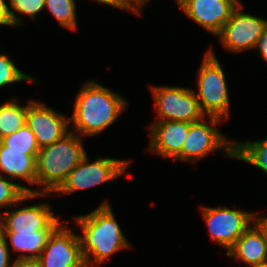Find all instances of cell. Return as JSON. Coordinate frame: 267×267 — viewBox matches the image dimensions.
<instances>
[{"label": "cell", "instance_id": "cell-21", "mask_svg": "<svg viewBox=\"0 0 267 267\" xmlns=\"http://www.w3.org/2000/svg\"><path fill=\"white\" fill-rule=\"evenodd\" d=\"M7 150L26 151V155H37L39 146L35 135L28 126H23L17 132L0 140Z\"/></svg>", "mask_w": 267, "mask_h": 267}, {"label": "cell", "instance_id": "cell-29", "mask_svg": "<svg viewBox=\"0 0 267 267\" xmlns=\"http://www.w3.org/2000/svg\"><path fill=\"white\" fill-rule=\"evenodd\" d=\"M151 0H126L128 5L137 13H141V8Z\"/></svg>", "mask_w": 267, "mask_h": 267}, {"label": "cell", "instance_id": "cell-13", "mask_svg": "<svg viewBox=\"0 0 267 267\" xmlns=\"http://www.w3.org/2000/svg\"><path fill=\"white\" fill-rule=\"evenodd\" d=\"M48 203L12 209L0 213V231L25 233L53 229L60 221Z\"/></svg>", "mask_w": 267, "mask_h": 267}, {"label": "cell", "instance_id": "cell-19", "mask_svg": "<svg viewBox=\"0 0 267 267\" xmlns=\"http://www.w3.org/2000/svg\"><path fill=\"white\" fill-rule=\"evenodd\" d=\"M9 180L11 179L0 173V208L9 209L13 206L16 207L19 203L22 204L24 200L48 195V193H38V189H30Z\"/></svg>", "mask_w": 267, "mask_h": 267}, {"label": "cell", "instance_id": "cell-31", "mask_svg": "<svg viewBox=\"0 0 267 267\" xmlns=\"http://www.w3.org/2000/svg\"><path fill=\"white\" fill-rule=\"evenodd\" d=\"M250 267H267V261H264V262H261V263H257V264H254Z\"/></svg>", "mask_w": 267, "mask_h": 267}, {"label": "cell", "instance_id": "cell-28", "mask_svg": "<svg viewBox=\"0 0 267 267\" xmlns=\"http://www.w3.org/2000/svg\"><path fill=\"white\" fill-rule=\"evenodd\" d=\"M99 3H103L105 5H110L115 8L123 9V10H129L137 14L126 2V0H94Z\"/></svg>", "mask_w": 267, "mask_h": 267}, {"label": "cell", "instance_id": "cell-11", "mask_svg": "<svg viewBox=\"0 0 267 267\" xmlns=\"http://www.w3.org/2000/svg\"><path fill=\"white\" fill-rule=\"evenodd\" d=\"M69 122V118L43 103L28 101L26 126L35 135L39 148L51 145L66 135Z\"/></svg>", "mask_w": 267, "mask_h": 267}, {"label": "cell", "instance_id": "cell-6", "mask_svg": "<svg viewBox=\"0 0 267 267\" xmlns=\"http://www.w3.org/2000/svg\"><path fill=\"white\" fill-rule=\"evenodd\" d=\"M151 89L159 117L157 121L194 123L205 117L193 90L177 86H151Z\"/></svg>", "mask_w": 267, "mask_h": 267}, {"label": "cell", "instance_id": "cell-12", "mask_svg": "<svg viewBox=\"0 0 267 267\" xmlns=\"http://www.w3.org/2000/svg\"><path fill=\"white\" fill-rule=\"evenodd\" d=\"M240 3L239 0H179L177 2L189 18L216 36Z\"/></svg>", "mask_w": 267, "mask_h": 267}, {"label": "cell", "instance_id": "cell-7", "mask_svg": "<svg viewBox=\"0 0 267 267\" xmlns=\"http://www.w3.org/2000/svg\"><path fill=\"white\" fill-rule=\"evenodd\" d=\"M130 162V160L116 158H97L91 163L86 155L54 193L69 194L113 181L127 171Z\"/></svg>", "mask_w": 267, "mask_h": 267}, {"label": "cell", "instance_id": "cell-30", "mask_svg": "<svg viewBox=\"0 0 267 267\" xmlns=\"http://www.w3.org/2000/svg\"><path fill=\"white\" fill-rule=\"evenodd\" d=\"M12 267H39L34 261H14Z\"/></svg>", "mask_w": 267, "mask_h": 267}, {"label": "cell", "instance_id": "cell-1", "mask_svg": "<svg viewBox=\"0 0 267 267\" xmlns=\"http://www.w3.org/2000/svg\"><path fill=\"white\" fill-rule=\"evenodd\" d=\"M127 101L117 92L94 81H88L76 96L74 111L69 121L77 135H98L111 126L124 112Z\"/></svg>", "mask_w": 267, "mask_h": 267}, {"label": "cell", "instance_id": "cell-9", "mask_svg": "<svg viewBox=\"0 0 267 267\" xmlns=\"http://www.w3.org/2000/svg\"><path fill=\"white\" fill-rule=\"evenodd\" d=\"M203 217L212 239L227 251L256 220L254 213L227 207H202Z\"/></svg>", "mask_w": 267, "mask_h": 267}, {"label": "cell", "instance_id": "cell-8", "mask_svg": "<svg viewBox=\"0 0 267 267\" xmlns=\"http://www.w3.org/2000/svg\"><path fill=\"white\" fill-rule=\"evenodd\" d=\"M62 222L52 229L41 255L34 262L39 267H86L79 235L65 228Z\"/></svg>", "mask_w": 267, "mask_h": 267}, {"label": "cell", "instance_id": "cell-22", "mask_svg": "<svg viewBox=\"0 0 267 267\" xmlns=\"http://www.w3.org/2000/svg\"><path fill=\"white\" fill-rule=\"evenodd\" d=\"M44 3L45 8H48L61 26L72 30L77 29L75 0H45Z\"/></svg>", "mask_w": 267, "mask_h": 267}, {"label": "cell", "instance_id": "cell-20", "mask_svg": "<svg viewBox=\"0 0 267 267\" xmlns=\"http://www.w3.org/2000/svg\"><path fill=\"white\" fill-rule=\"evenodd\" d=\"M234 158L252 164L267 174V138L253 142H235Z\"/></svg>", "mask_w": 267, "mask_h": 267}, {"label": "cell", "instance_id": "cell-24", "mask_svg": "<svg viewBox=\"0 0 267 267\" xmlns=\"http://www.w3.org/2000/svg\"><path fill=\"white\" fill-rule=\"evenodd\" d=\"M34 81L37 79L21 72L8 55L0 54V88L20 81Z\"/></svg>", "mask_w": 267, "mask_h": 267}, {"label": "cell", "instance_id": "cell-27", "mask_svg": "<svg viewBox=\"0 0 267 267\" xmlns=\"http://www.w3.org/2000/svg\"><path fill=\"white\" fill-rule=\"evenodd\" d=\"M9 9L5 0H0V25L12 26Z\"/></svg>", "mask_w": 267, "mask_h": 267}, {"label": "cell", "instance_id": "cell-32", "mask_svg": "<svg viewBox=\"0 0 267 267\" xmlns=\"http://www.w3.org/2000/svg\"><path fill=\"white\" fill-rule=\"evenodd\" d=\"M265 238L267 242V217H265ZM266 261H267V256H266Z\"/></svg>", "mask_w": 267, "mask_h": 267}, {"label": "cell", "instance_id": "cell-17", "mask_svg": "<svg viewBox=\"0 0 267 267\" xmlns=\"http://www.w3.org/2000/svg\"><path fill=\"white\" fill-rule=\"evenodd\" d=\"M51 231L52 229H43L25 233H2L6 240H10L13 250L20 253L14 261H35L41 255Z\"/></svg>", "mask_w": 267, "mask_h": 267}, {"label": "cell", "instance_id": "cell-14", "mask_svg": "<svg viewBox=\"0 0 267 267\" xmlns=\"http://www.w3.org/2000/svg\"><path fill=\"white\" fill-rule=\"evenodd\" d=\"M188 122L156 121L150 127L149 148L165 158L175 159L181 152L190 129Z\"/></svg>", "mask_w": 267, "mask_h": 267}, {"label": "cell", "instance_id": "cell-10", "mask_svg": "<svg viewBox=\"0 0 267 267\" xmlns=\"http://www.w3.org/2000/svg\"><path fill=\"white\" fill-rule=\"evenodd\" d=\"M242 3L217 35L220 43L231 52L254 49L259 36L267 27V20L241 11Z\"/></svg>", "mask_w": 267, "mask_h": 267}, {"label": "cell", "instance_id": "cell-4", "mask_svg": "<svg viewBox=\"0 0 267 267\" xmlns=\"http://www.w3.org/2000/svg\"><path fill=\"white\" fill-rule=\"evenodd\" d=\"M225 74L212 49L204 55L198 71L196 98L201 111L223 120L229 117V94Z\"/></svg>", "mask_w": 267, "mask_h": 267}, {"label": "cell", "instance_id": "cell-2", "mask_svg": "<svg viewBox=\"0 0 267 267\" xmlns=\"http://www.w3.org/2000/svg\"><path fill=\"white\" fill-rule=\"evenodd\" d=\"M75 220L83 231L79 239L86 267L101 265L115 252L130 247L107 201Z\"/></svg>", "mask_w": 267, "mask_h": 267}, {"label": "cell", "instance_id": "cell-16", "mask_svg": "<svg viewBox=\"0 0 267 267\" xmlns=\"http://www.w3.org/2000/svg\"><path fill=\"white\" fill-rule=\"evenodd\" d=\"M37 155H26V151L7 150L0 142V172L7 178L25 180L30 185H36Z\"/></svg>", "mask_w": 267, "mask_h": 267}, {"label": "cell", "instance_id": "cell-15", "mask_svg": "<svg viewBox=\"0 0 267 267\" xmlns=\"http://www.w3.org/2000/svg\"><path fill=\"white\" fill-rule=\"evenodd\" d=\"M227 256L249 264V267L266 261L265 217L256 218L243 235L226 251Z\"/></svg>", "mask_w": 267, "mask_h": 267}, {"label": "cell", "instance_id": "cell-25", "mask_svg": "<svg viewBox=\"0 0 267 267\" xmlns=\"http://www.w3.org/2000/svg\"><path fill=\"white\" fill-rule=\"evenodd\" d=\"M8 242L3 233L0 231V267H12L14 264L10 262V253L8 249Z\"/></svg>", "mask_w": 267, "mask_h": 267}, {"label": "cell", "instance_id": "cell-5", "mask_svg": "<svg viewBox=\"0 0 267 267\" xmlns=\"http://www.w3.org/2000/svg\"><path fill=\"white\" fill-rule=\"evenodd\" d=\"M208 121H210V125L206 123L204 118L190 124L182 152L175 159L197 162L217 149L223 152L224 155H227V157L234 158L235 142H228L227 138L216 128V125L222 122L223 119L209 116Z\"/></svg>", "mask_w": 267, "mask_h": 267}, {"label": "cell", "instance_id": "cell-26", "mask_svg": "<svg viewBox=\"0 0 267 267\" xmlns=\"http://www.w3.org/2000/svg\"><path fill=\"white\" fill-rule=\"evenodd\" d=\"M254 49H258L262 59L267 62V27L263 33L259 36Z\"/></svg>", "mask_w": 267, "mask_h": 267}, {"label": "cell", "instance_id": "cell-23", "mask_svg": "<svg viewBox=\"0 0 267 267\" xmlns=\"http://www.w3.org/2000/svg\"><path fill=\"white\" fill-rule=\"evenodd\" d=\"M10 6L13 10L9 9L12 21V27H16L22 23V19L18 14L30 16L31 19H35V15L40 13L45 7V0H9Z\"/></svg>", "mask_w": 267, "mask_h": 267}, {"label": "cell", "instance_id": "cell-18", "mask_svg": "<svg viewBox=\"0 0 267 267\" xmlns=\"http://www.w3.org/2000/svg\"><path fill=\"white\" fill-rule=\"evenodd\" d=\"M26 113L27 104L23 107L16 99L0 105V140L26 125Z\"/></svg>", "mask_w": 267, "mask_h": 267}, {"label": "cell", "instance_id": "cell-3", "mask_svg": "<svg viewBox=\"0 0 267 267\" xmlns=\"http://www.w3.org/2000/svg\"><path fill=\"white\" fill-rule=\"evenodd\" d=\"M81 136L69 131L58 141L39 149L36 158L38 193L55 192L87 155Z\"/></svg>", "mask_w": 267, "mask_h": 267}]
</instances>
